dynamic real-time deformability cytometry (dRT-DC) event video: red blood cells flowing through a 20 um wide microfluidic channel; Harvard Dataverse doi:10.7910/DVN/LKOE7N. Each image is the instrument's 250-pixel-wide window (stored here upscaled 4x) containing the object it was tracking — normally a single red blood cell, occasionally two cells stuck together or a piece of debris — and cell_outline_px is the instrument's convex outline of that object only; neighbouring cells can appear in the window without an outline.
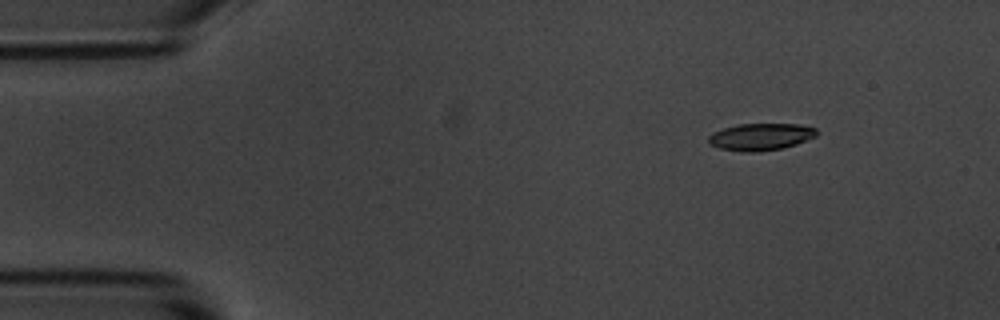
{"species": "common noctule bat (a hibernating species)", "species_latin": "Nyctalus noctula", "temperature_condition": "room temperature", "stored_images_in_passage": 3, "camera_frame_rate_fps": 3000, "um_per_image_px": 0.085, "animal": {"sex": "male", "body_mass_g": 20.1, "forearm_length_mm": 53.5}, "frame": {"image": 1, "passage_image": 3, "time_ms": 2.0, "image_size_px": [1000, 320], "cell_outline_px": [[816, 136], [796, 144], [784, 148], [756, 152], [740, 152], [720, 148], [708, 144], [708, 136], [712, 132], [736, 124], [800, 124], [816, 128]], "centroid_in_image_um": [64.62, 11.63], "position_along_channel_um": 20.4, "area_um2": 17.17}}